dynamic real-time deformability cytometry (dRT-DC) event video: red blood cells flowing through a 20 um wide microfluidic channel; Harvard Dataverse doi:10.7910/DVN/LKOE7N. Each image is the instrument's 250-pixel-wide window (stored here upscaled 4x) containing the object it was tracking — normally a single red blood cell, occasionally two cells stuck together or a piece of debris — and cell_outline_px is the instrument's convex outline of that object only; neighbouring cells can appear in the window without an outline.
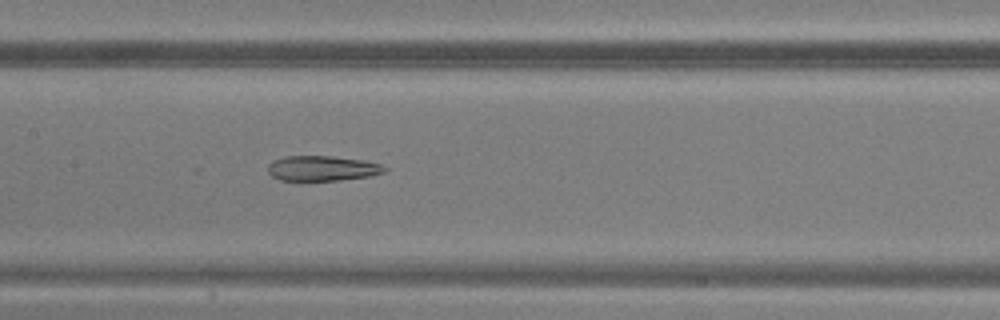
{"species": "common noctule bat (a hibernating species)", "species_latin": "Nyctalus noctula", "temperature_condition": "warm", "stored_images_in_passage": 48, "camera_frame_rate_fps": 3000, "um_per_image_px": 0.085, "animal": {"sex": "male", "body_mass_g": 20.5, "forearm_length_mm": 52.5}, "frame": {"image": 1, "passage_image": 24, "time_ms": 7.667, "image_size_px": [1000, 320], "cell_outline_px": [[388, 168], [384, 172], [368, 176], [340, 180], [280, 180], [272, 176], [268, 172], [268, 164], [272, 160], [284, 156], [332, 156], [364, 160], [380, 164]], "centroid_in_image_um": [27.37, 14.3], "position_along_channel_um": 180.0, "area_um2": 17.05}}
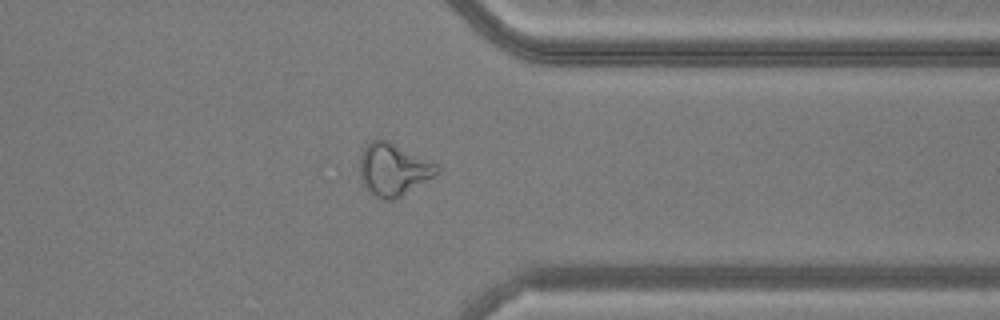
{"frame": {"image": 2, "passage_image": 38, "time_ms": 12.333, "image_size_px": [1000, 320], "cell_outline_px": [[440, 172], [400, 196], [392, 200], [384, 200], [372, 196], [364, 184], [360, 176], [360, 156], [368, 140], [388, 140], [440, 164]], "centroid_in_image_um": [33.44, 14.39], "position_along_channel_um": 378.0, "area_um2": 23.64}}
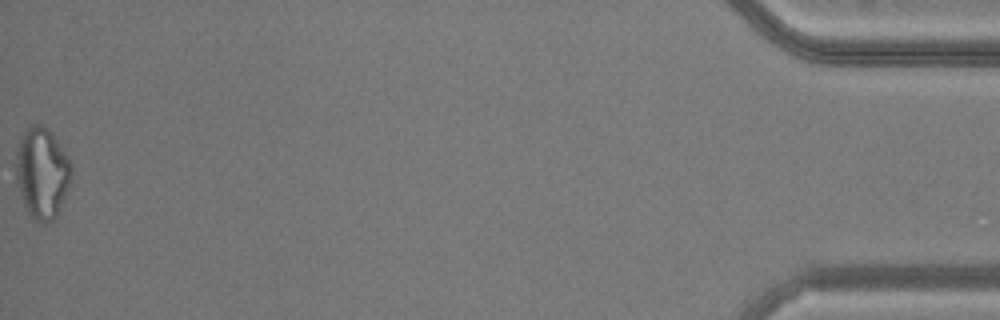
{"frame": {"image": 3, "passage_image": 48, "time_ms": 15.667, "image_size_px": [1000, 320], "cell_outline_px": [[72, 176], [60, 208], [56, 216], [52, 220], [44, 224], [40, 224], [32, 220], [24, 204], [16, 180], [16, 152], [20, 136], [32, 124], [44, 124], [48, 128], [68, 156], [72, 164]], "centroid_in_image_um": [3.57, 14.7], "position_along_channel_um": 431.6, "area_um2": 29.59}}